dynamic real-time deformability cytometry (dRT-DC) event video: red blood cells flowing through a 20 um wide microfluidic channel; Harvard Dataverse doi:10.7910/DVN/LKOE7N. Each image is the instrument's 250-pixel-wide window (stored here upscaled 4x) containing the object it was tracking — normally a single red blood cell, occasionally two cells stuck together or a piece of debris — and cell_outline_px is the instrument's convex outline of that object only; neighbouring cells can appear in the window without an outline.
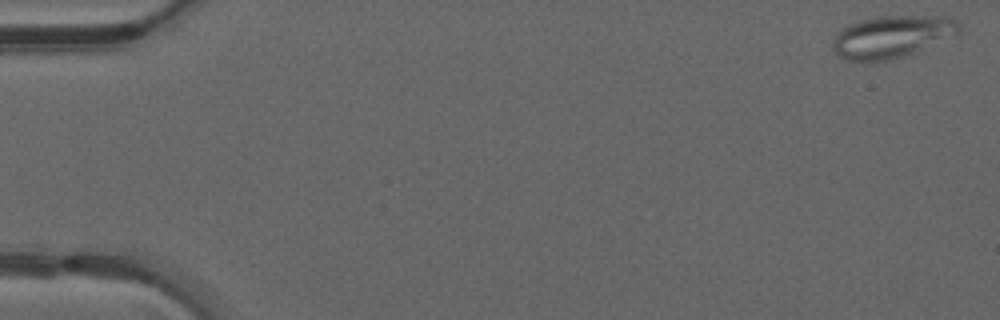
{"species": "common noctule bat (a hibernating species)", "species_latin": "Nyctalus noctula", "temperature_condition": "warm", "stored_images_in_passage": 8, "camera_frame_rate_fps": 3000, "um_per_image_px": 0.085, "animal": {"sex": "male", "forearm_length_mm": 52.5}, "frame": {"image": 1, "passage_image": 1, "time_ms": 0.0, "image_size_px": [1000, 320], "cell_outline_px": [[960, 32], [956, 36], [916, 52], [904, 56], [876, 64], [848, 60], [840, 56], [832, 48], [832, 40], [836, 32], [840, 28], [848, 24], [860, 20], [880, 16], [944, 16], [956, 20], [960, 24]], "centroid_in_image_um": [75.8, 3.14], "position_along_channel_um": 9.2, "area_um2": 31.91}}